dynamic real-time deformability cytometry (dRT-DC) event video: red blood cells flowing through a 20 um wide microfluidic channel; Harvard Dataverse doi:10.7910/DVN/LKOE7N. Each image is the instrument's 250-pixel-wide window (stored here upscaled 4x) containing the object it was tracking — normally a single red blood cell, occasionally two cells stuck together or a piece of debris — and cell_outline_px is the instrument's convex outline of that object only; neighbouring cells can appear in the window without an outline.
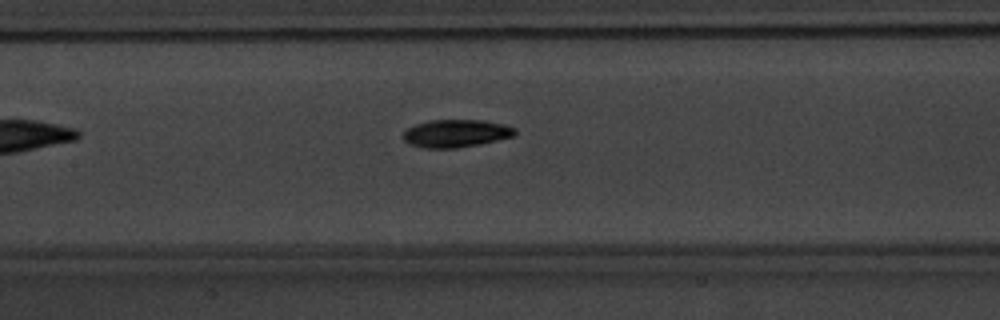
{"species": "common noctule bat (a hibernating species)", "species_latin": "Nyctalus noctula", "temperature_condition": "warm", "stored_images_in_passage": 19, "camera_frame_rate_fps": 3000, "um_per_image_px": 0.085, "animal": {"sex": "male", "body_mass_g": 20.1, "forearm_length_mm": 53.5}, "frame": {"image": 1, "passage_image": 9, "time_ms": 2.667, "image_size_px": [1000, 320], "cell_outline_px": [[516, 136], [480, 144], [456, 148], [424, 148], [408, 144], [404, 140], [404, 132], [408, 128], [416, 124], [432, 120], [484, 120], [504, 124], [516, 128]], "centroid_in_image_um": [38.8, 11.34], "position_along_channel_um": 168.6, "area_um2": 18.15}}
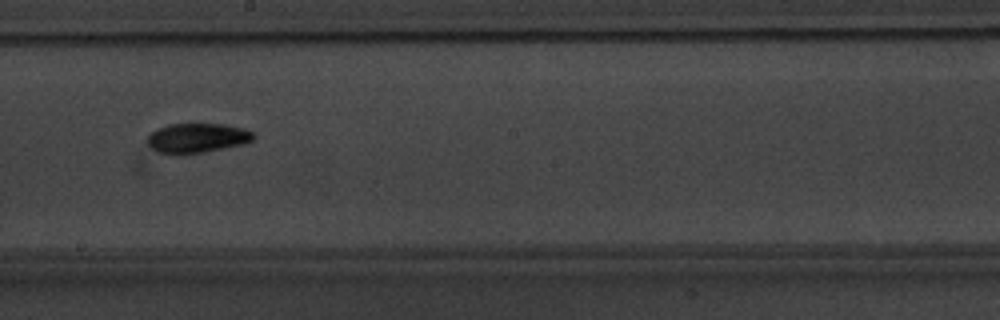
{"frame": {"image": 2, "passage_image": 14, "time_ms": 4.333, "image_size_px": [1000, 320], "cell_outline_px": [[256, 136], [252, 140], [244, 144], [184, 156], [176, 156], [160, 152], [152, 148], [148, 144], [148, 136], [156, 128], [168, 124], [224, 124], [244, 128], [252, 132]], "centroid_in_image_um": [16.75, 11.75], "position_along_channel_um": 231.5, "area_um2": 18.61}}